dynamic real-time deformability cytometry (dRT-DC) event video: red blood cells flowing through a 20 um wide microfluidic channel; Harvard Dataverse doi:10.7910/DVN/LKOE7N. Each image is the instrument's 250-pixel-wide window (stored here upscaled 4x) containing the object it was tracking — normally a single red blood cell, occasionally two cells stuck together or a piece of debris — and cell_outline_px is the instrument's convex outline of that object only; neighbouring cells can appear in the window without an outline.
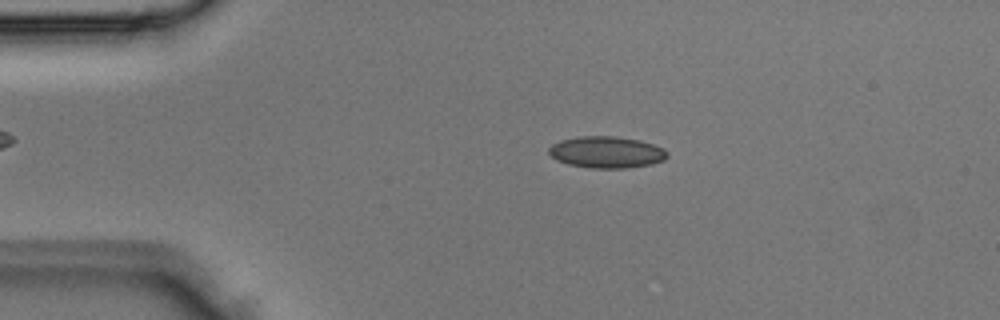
{"species": "Egyptian fruit bat (a non-hibernating species)", "species_latin": "Rousettus aegyptiacus", "temperature_condition": "room temperature", "stored_images_in_passage": 3, "camera_frame_rate_fps": 3000, "um_per_image_px": 0.085, "animal": {"sex": "male"}, "frame": {"image": 1, "passage_image": 2, "time_ms": 0.333, "image_size_px": [1000, 320], "cell_outline_px": [[668, 156], [664, 160], [652, 164], [624, 168], [592, 168], [568, 164], [556, 160], [548, 152], [548, 148], [552, 144], [560, 140], [580, 136], [616, 136], [640, 140], [664, 148], [668, 152]], "centroid_in_image_um": [51.56, 12.93], "position_along_channel_um": 33.4, "area_um2": 21.91}}